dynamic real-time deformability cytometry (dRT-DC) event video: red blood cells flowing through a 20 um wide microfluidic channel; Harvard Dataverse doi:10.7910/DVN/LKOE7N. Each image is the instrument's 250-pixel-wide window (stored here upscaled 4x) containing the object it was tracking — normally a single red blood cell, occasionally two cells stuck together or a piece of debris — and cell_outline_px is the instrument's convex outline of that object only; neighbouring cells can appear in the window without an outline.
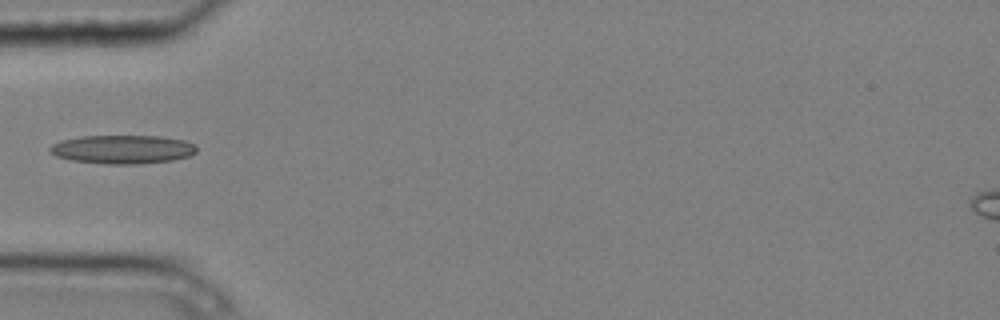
{"species": "common noctule bat (a hibernating species)", "species_latin": "Nyctalus noctula", "temperature_condition": "cold", "stored_images_in_passage": 4, "camera_frame_rate_fps": 3000, "um_per_image_px": 0.085, "animal": {"sex": "male", "body_mass_g": 20.4}, "frame": {"image": 1, "passage_image": 4, "time_ms": 1.0, "image_size_px": [1000, 320], "cell_outline_px": [[196, 152], [188, 156], [172, 160], [140, 164], [104, 164], [72, 160], [56, 156], [48, 148], [52, 144], [60, 140], [80, 136], [160, 136], [184, 140], [192, 144], [196, 148]], "centroid_in_image_um": [10.39, 12.69], "position_along_channel_um": 74.6, "area_um2": 24.45}}